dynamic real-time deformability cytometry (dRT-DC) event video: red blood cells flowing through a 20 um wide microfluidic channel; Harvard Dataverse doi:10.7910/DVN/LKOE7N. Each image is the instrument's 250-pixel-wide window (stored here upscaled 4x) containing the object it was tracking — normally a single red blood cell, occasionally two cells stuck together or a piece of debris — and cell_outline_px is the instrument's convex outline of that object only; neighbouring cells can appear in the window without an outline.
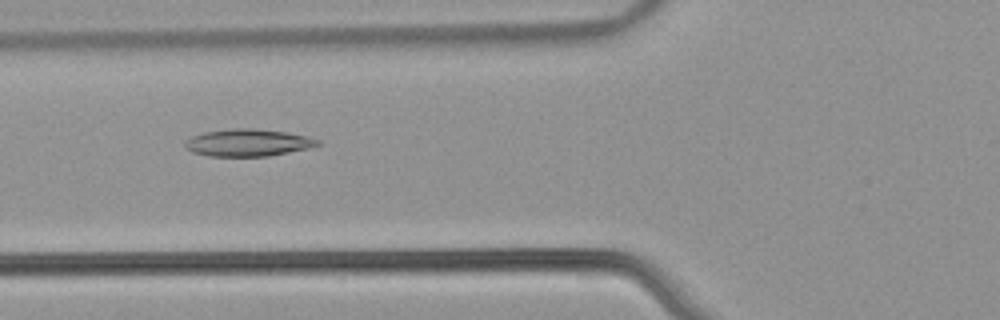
{"species": "common noctule bat (a hibernating species)", "species_latin": "Nyctalus noctula", "temperature_condition": "warm", "stored_images_in_passage": 43, "camera_frame_rate_fps": 3000, "um_per_image_px": 0.085, "animal": {"sex": "male", "body_mass_g": 21.5, "forearm_length_mm": 52.0}, "frame": {"image": 1, "passage_image": 10, "time_ms": 3.0, "image_size_px": [1000, 320], "cell_outline_px": [[320, 144], [308, 148], [268, 156], [208, 156], [192, 152], [184, 148], [184, 140], [192, 136], [204, 132], [236, 128], [252, 128], [288, 132], [320, 140]], "centroid_in_image_um": [21.02, 12.13], "position_along_channel_um": 104.8, "area_um2": 20.98}}
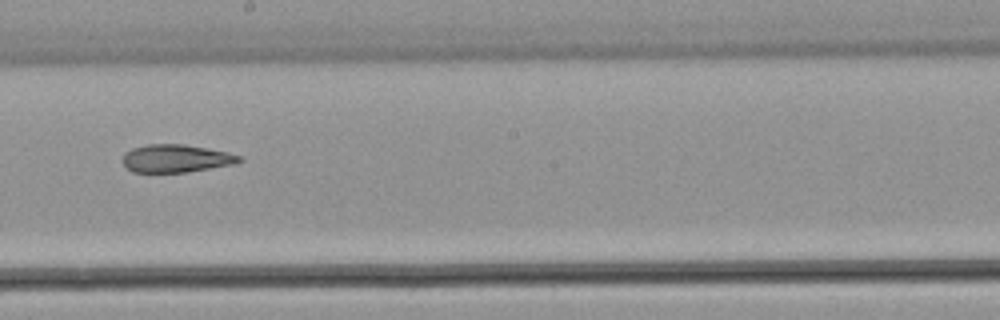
{"frame": {"image": 2, "passage_image": 20, "time_ms": 6.333, "image_size_px": [1000, 320], "cell_outline_px": [[244, 160], [236, 164], [188, 172], [132, 172], [124, 164], [124, 152], [132, 148], [148, 144], [184, 144], [208, 148], [228, 152], [240, 156]], "centroid_in_image_um": [15.01, 13.46], "position_along_channel_um": 233.2, "area_um2": 19.02}}
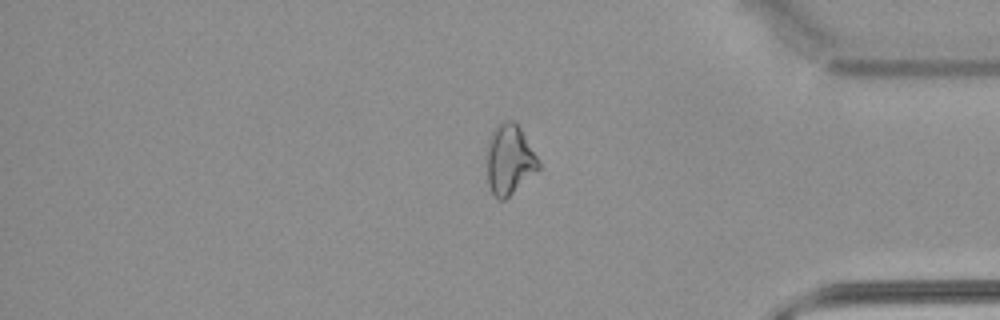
{"frame": {"image": 3, "passage_image": 34, "time_ms": 11.0, "image_size_px": [1000, 320], "cell_outline_px": [[540, 168], [504, 200], [500, 200], [492, 192], [488, 184], [488, 148], [492, 132], [504, 120], [512, 120], [520, 128], [536, 156], [540, 164]], "centroid_in_image_um": [43.31, 13.58], "position_along_channel_um": 391.9, "area_um2": 20.29}, "authors_computed_cell_mechanics": {"area_um2": 20.7502, "velocity_mm_per_s": 3.8619, "shape_relaxation_time_tau1_ms": null, "shape_relaxation_time_tau2_ms": 3.7459, "deformation_change_tau1": null, "deformation_change_tau2": 0.1201}}